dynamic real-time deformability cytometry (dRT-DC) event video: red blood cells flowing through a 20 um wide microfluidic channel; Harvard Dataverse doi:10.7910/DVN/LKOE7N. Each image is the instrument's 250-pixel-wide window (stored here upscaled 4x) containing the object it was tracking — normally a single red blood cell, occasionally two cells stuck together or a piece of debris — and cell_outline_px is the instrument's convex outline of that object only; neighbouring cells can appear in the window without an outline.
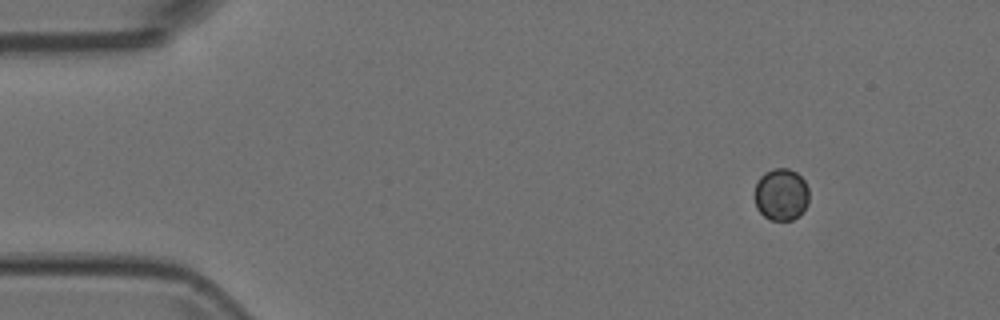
{"species": "Egyptian fruit bat (a non-hibernating species)", "species_latin": "Rousettus aegyptiacus", "temperature_condition": "room temperature", "stored_images_in_passage": 9, "camera_frame_rate_fps": 3000, "um_per_image_px": 0.085, "animal": {"sex": "female"}, "frame": {"image": 1, "passage_image": 1, "time_ms": 0.0, "image_size_px": [1000, 320], "cell_outline_px": [[808, 204], [800, 216], [792, 220], [768, 220], [756, 208], [756, 180], [764, 172], [772, 168], [788, 168], [796, 172], [804, 180], [808, 188]], "centroid_in_image_um": [66.41, 16.53], "position_along_channel_um": 18.6, "area_um2": 16.7}}
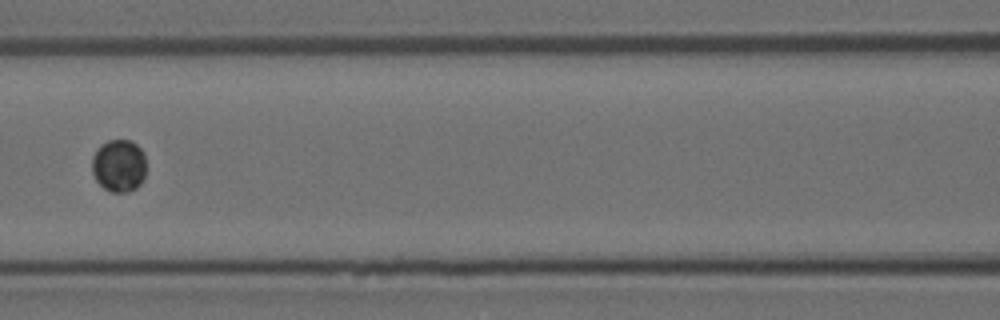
{"frame": {"image": 2, "passage_image": 6, "time_ms": 1.667, "image_size_px": [1000, 320], "cell_outline_px": [[144, 180], [136, 188], [128, 192], [112, 192], [104, 188], [96, 180], [92, 172], [92, 156], [96, 148], [100, 144], [108, 140], [132, 140], [144, 152]], "centroid_in_image_um": [10.09, 14.07], "position_along_channel_um": 156.5, "area_um2": 16.76}}
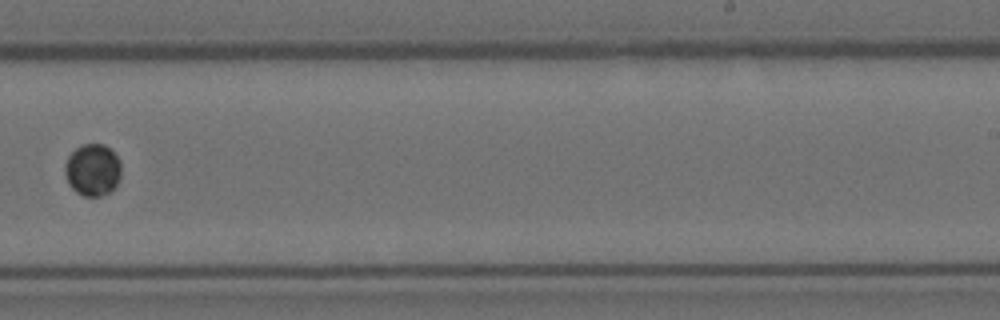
{"frame": {"image": 3, "passage_image": 9, "time_ms": 2.667, "image_size_px": [1000, 320], "cell_outline_px": [[120, 176], [116, 184], [108, 192], [100, 196], [84, 196], [76, 192], [68, 184], [64, 172], [64, 164], [68, 156], [80, 144], [104, 144], [116, 156], [120, 164]], "centroid_in_image_um": [7.83, 14.43], "position_along_channel_um": 281.2, "area_um2": 16.94}}